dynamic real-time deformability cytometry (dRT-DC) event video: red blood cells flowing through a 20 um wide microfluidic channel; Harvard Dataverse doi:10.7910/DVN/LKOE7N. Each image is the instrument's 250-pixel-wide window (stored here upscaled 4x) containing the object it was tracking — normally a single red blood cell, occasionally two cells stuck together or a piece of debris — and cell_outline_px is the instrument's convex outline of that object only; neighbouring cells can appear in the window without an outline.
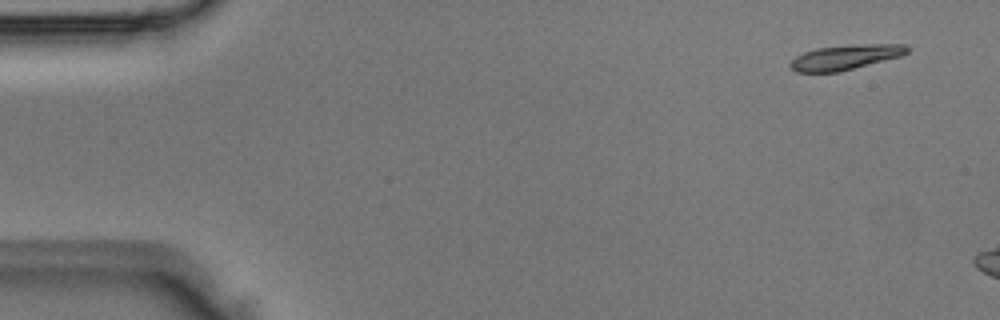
{"species": "Egyptian fruit bat (a non-hibernating species)", "species_latin": "Rousettus aegyptiacus", "temperature_condition": "room temperature", "stored_images_in_passage": 3, "camera_frame_rate_fps": 3000, "um_per_image_px": 0.085, "animal": {"sex": "male"}, "frame": {"image": 1, "passage_image": 1, "time_ms": 0.0, "image_size_px": [1000, 320], "cell_outline_px": [[908, 52], [900, 56], [840, 72], [796, 72], [788, 64], [796, 56], [804, 52], [816, 48], [860, 44], [908, 44]], "centroid_in_image_um": [71.85, 4.86], "position_along_channel_um": 13.1, "area_um2": 16.88}}